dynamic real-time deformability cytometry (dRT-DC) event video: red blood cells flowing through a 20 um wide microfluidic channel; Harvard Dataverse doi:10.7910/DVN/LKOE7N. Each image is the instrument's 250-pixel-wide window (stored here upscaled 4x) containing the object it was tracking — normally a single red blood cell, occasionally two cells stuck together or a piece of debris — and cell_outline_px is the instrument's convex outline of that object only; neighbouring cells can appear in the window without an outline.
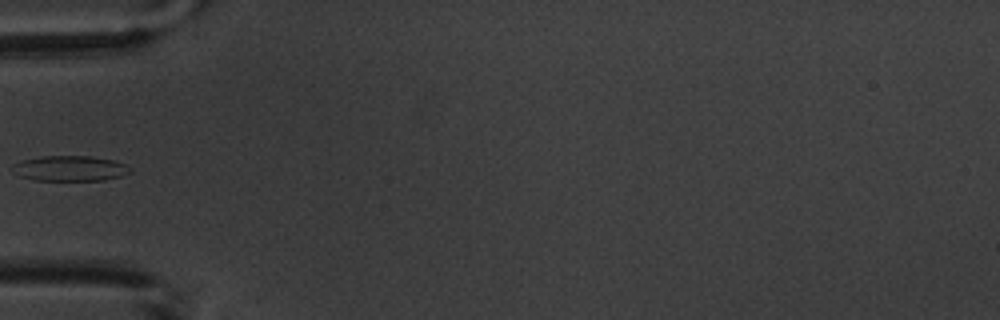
{"species": "common noctule bat (a hibernating species)", "species_latin": "Nyctalus noctula", "temperature_condition": "warm", "stored_images_in_passage": 4, "camera_frame_rate_fps": 3000, "um_per_image_px": 0.085, "animal": {"sex": "male", "body_mass_g": 20.1, "forearm_length_mm": 53.5}, "frame": {"image": 1, "passage_image": 4, "time_ms": 5.0, "image_size_px": [1000, 320], "cell_outline_px": [[132, 172], [124, 176], [104, 180], [36, 180], [20, 176], [12, 172], [12, 164], [20, 160], [40, 156], [88, 156], [116, 160], [128, 164], [132, 168]], "centroid_in_image_um": [5.99, 14.31], "position_along_channel_um": 79.0, "area_um2": 17.74}}